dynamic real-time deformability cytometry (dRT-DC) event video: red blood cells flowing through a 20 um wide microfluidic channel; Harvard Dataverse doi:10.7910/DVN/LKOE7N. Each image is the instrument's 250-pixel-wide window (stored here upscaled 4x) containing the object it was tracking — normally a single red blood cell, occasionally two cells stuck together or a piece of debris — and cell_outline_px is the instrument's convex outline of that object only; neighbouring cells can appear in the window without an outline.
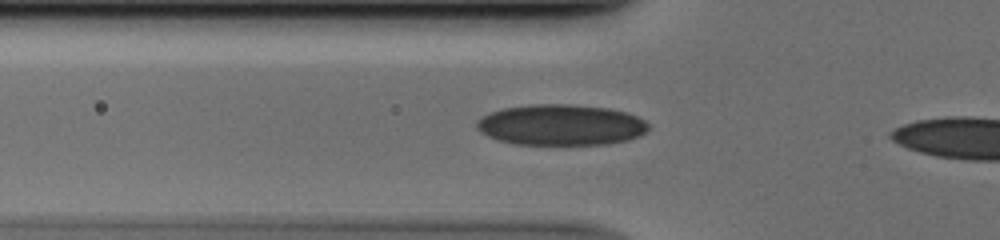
{"species": "human", "species_latin": "Homo sapiens", "temperature_condition": "cold", "stored_images_in_passage": 29, "camera_frame_rate_fps": 3000, "um_per_image_px": 0.085, "donor": {"sex": "male"}, "frame": {"image": 1, "passage_image": 2, "time_ms": 0.333, "image_size_px": [1000, 240], "cell_outline_px": [[648, 132], [640, 136], [628, 140], [608, 144], [512, 144], [496, 140], [480, 132], [476, 128], [476, 120], [492, 112], [504, 108], [536, 104], [568, 104], [608, 108], [628, 112], [644, 120], [648, 124]], "centroid_in_image_um": [47.7, 10.62], "position_along_channel_um": 78.1, "area_um2": 41.04}}
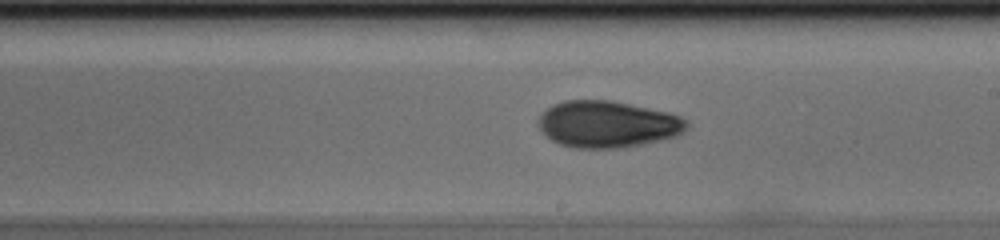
{"frame": {"image": 2, "passage_image": 14, "time_ms": 4.333, "image_size_px": [1000, 240], "cell_outline_px": [[688, 128], [684, 132], [676, 136], [660, 140], [640, 144], [616, 148], [576, 148], [560, 144], [544, 136], [536, 120], [552, 104], [564, 100], [612, 100], [668, 112], [680, 116], [688, 120]], "centroid_in_image_um": [51.63, 10.55], "position_along_channel_um": 237.4, "area_um2": 40.46}}
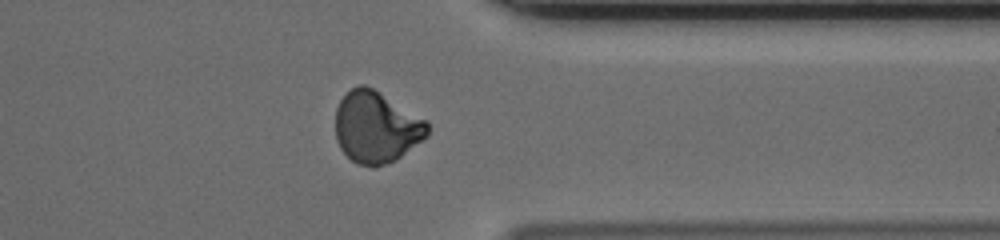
{"frame": {"image": 3, "passage_image": 25, "time_ms": 8.0, "image_size_px": [1000, 240], "cell_outline_px": [[428, 136], [396, 160], [388, 164], [376, 168], [372, 168], [356, 164], [340, 148], [336, 140], [336, 108], [340, 100], [352, 88], [360, 84], [364, 84], [372, 88], [428, 120]], "centroid_in_image_um": [31.99, 10.84], "position_along_channel_um": 379.4, "area_um2": 38.61}}